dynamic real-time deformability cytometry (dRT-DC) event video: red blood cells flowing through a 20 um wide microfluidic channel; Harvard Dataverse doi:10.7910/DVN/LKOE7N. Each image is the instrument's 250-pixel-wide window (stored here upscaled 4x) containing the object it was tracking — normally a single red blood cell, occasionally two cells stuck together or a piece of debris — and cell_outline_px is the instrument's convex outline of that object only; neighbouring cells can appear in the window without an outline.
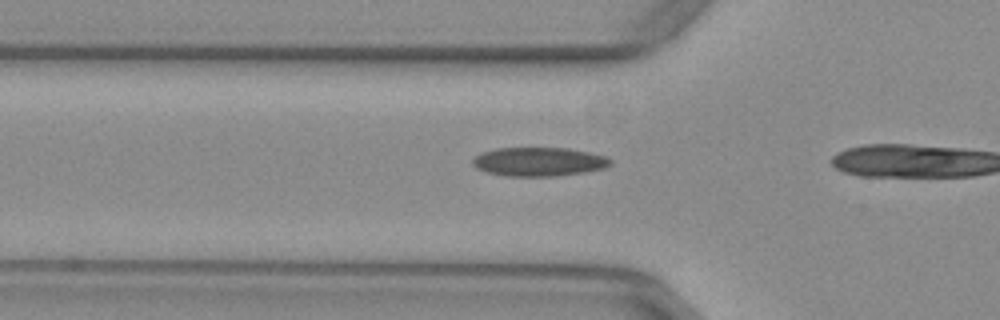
{"species": "common noctule bat (a hibernating species)", "species_latin": "Nyctalus noctula", "temperature_condition": "warm", "stored_images_in_passage": 13, "camera_frame_rate_fps": 3000, "um_per_image_px": 0.085, "animal": {"sex": "female", "body_mass_g": 29.2, "forearm_length_mm": 56.3}, "frame": {"image": 1, "passage_image": 11, "time_ms": 3.333, "image_size_px": [1000, 320], "cell_outline_px": [[612, 164], [604, 168], [584, 172], [556, 176], [508, 176], [488, 172], [476, 168], [472, 164], [472, 160], [476, 156], [484, 152], [496, 148], [568, 148], [588, 152], [604, 156], [612, 160]], "centroid_in_image_um": [45.81, 13.75], "position_along_channel_um": 80.0, "area_um2": 23.0}}